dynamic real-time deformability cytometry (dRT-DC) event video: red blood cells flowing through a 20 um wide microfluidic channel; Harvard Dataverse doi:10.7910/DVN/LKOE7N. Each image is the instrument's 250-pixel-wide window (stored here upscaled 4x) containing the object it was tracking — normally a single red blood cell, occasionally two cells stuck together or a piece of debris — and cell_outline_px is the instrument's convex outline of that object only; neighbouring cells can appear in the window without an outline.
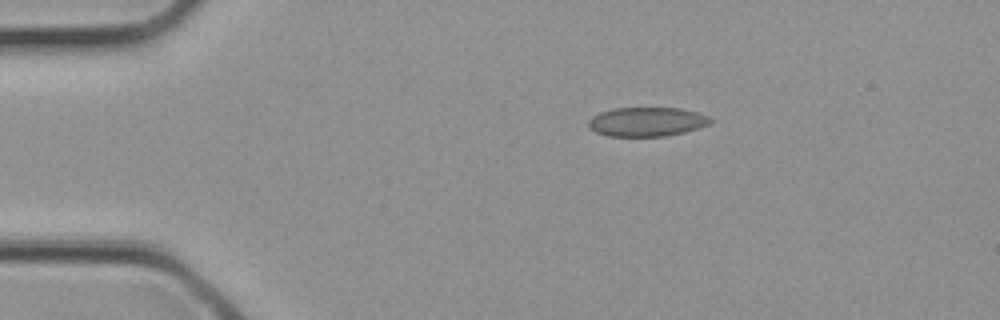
{"species": "common noctule bat (a hibernating species)", "species_latin": "Nyctalus noctula", "temperature_condition": "cold", "stored_images_in_passage": 2, "camera_frame_rate_fps": 3000, "um_per_image_px": 0.085, "animal": {"sex": "female", "body_mass_g": 21.9}, "frame": {"image": 1, "passage_image": 1, "time_ms": 0.0, "image_size_px": [1000, 320], "cell_outline_px": [[712, 124], [684, 132], [668, 136], [608, 136], [596, 132], [588, 128], [588, 120], [592, 116], [600, 112], [612, 108], [680, 108], [712, 116]], "centroid_in_image_um": [55.0, 10.35], "position_along_channel_um": 30.0, "area_um2": 20.98}}
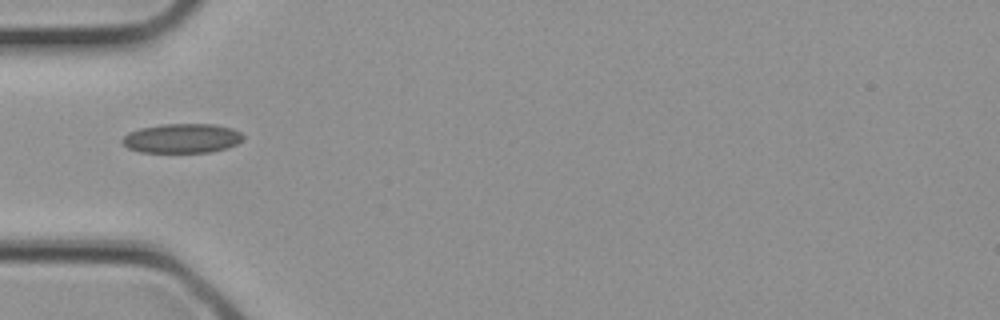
{"frame": {"image": 2, "passage_image": 2, "time_ms": 0.333, "image_size_px": [1000, 320], "cell_outline_px": [[244, 140], [228, 148], [212, 152], [140, 152], [128, 148], [120, 140], [128, 132], [140, 128], [160, 124], [212, 124], [232, 128], [240, 132], [244, 136]], "centroid_in_image_um": [15.48, 11.76], "position_along_channel_um": 69.5, "area_um2": 20.87}}